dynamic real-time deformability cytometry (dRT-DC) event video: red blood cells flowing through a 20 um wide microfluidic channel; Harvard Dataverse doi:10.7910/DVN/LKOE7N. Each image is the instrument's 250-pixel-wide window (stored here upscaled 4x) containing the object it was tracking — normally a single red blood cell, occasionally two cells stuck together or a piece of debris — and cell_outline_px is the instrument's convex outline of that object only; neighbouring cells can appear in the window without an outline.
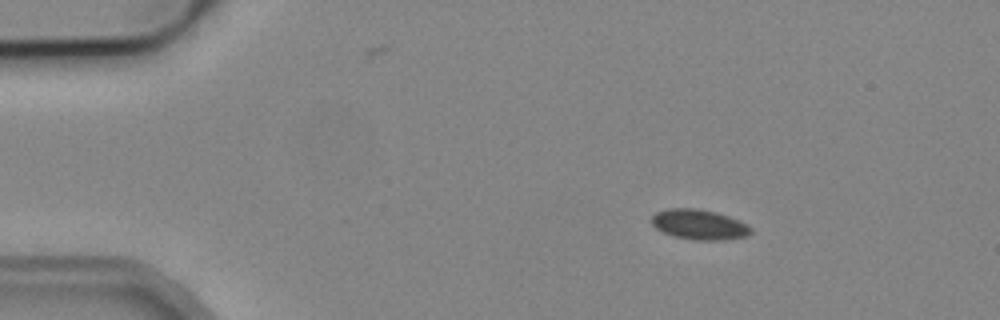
{"species": "common noctule bat (a hibernating species)", "species_latin": "Nyctalus noctula", "temperature_condition": "cold", "stored_images_in_passage": 6, "camera_frame_rate_fps": 3000, "um_per_image_px": 0.085, "animal": {"sex": "male", "body_mass_g": 19.2, "forearm_length_mm": 51.8}, "frame": {"image": 1, "passage_image": 2, "time_ms": 1.333, "image_size_px": [1000, 320], "cell_outline_px": [[752, 232], [748, 236], [724, 240], [696, 240], [676, 236], [664, 232], [656, 228], [652, 224], [652, 216], [656, 212], [668, 208], [696, 208], [716, 212], [728, 216], [748, 224], [752, 228]], "centroid_in_image_um": [59.47, 19.08], "position_along_channel_um": 25.5, "area_um2": 17.4}}
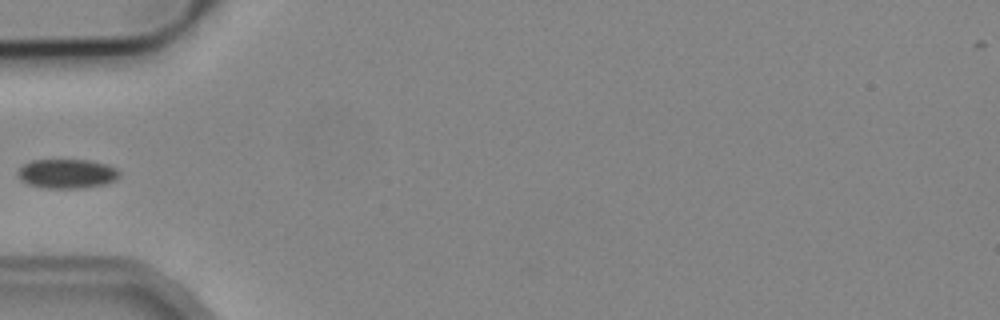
{"frame": {"image": 2, "passage_image": 5, "time_ms": 4.667, "image_size_px": [1000, 320], "cell_outline_px": [[120, 176], [116, 180], [104, 184], [80, 188], [44, 188], [28, 184], [20, 180], [16, 172], [24, 164], [32, 160], [88, 160], [108, 164], [116, 168], [120, 172]], "centroid_in_image_um": [5.69, 14.76], "position_along_channel_um": 79.3, "area_um2": 17.46}}